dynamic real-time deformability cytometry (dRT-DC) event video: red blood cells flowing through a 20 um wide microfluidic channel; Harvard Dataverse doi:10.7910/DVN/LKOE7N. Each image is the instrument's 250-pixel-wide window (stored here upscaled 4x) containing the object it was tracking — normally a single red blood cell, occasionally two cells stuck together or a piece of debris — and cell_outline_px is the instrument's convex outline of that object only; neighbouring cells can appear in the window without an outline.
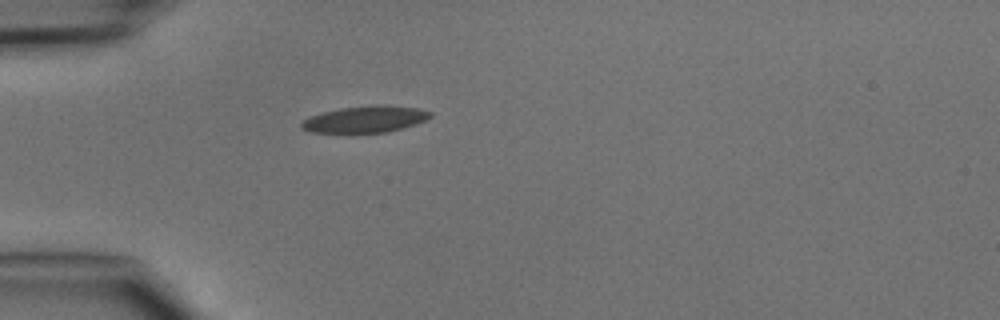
{"species": "common noctule bat (a hibernating species)", "species_latin": "Nyctalus noctula", "temperature_condition": "cold", "stored_images_in_passage": 35, "camera_frame_rate_fps": 3000, "um_per_image_px": 0.085, "animal": {"sex": "male", "body_mass_g": 15.6}, "frame": {"image": 1, "passage_image": 1, "time_ms": 0.0, "image_size_px": [1000, 320], "cell_outline_px": [[432, 116], [416, 124], [388, 132], [352, 136], [312, 132], [300, 128], [300, 124], [304, 120], [312, 116], [324, 112], [340, 108], [376, 104], [384, 104], [416, 108], [432, 112]], "centroid_in_image_um": [31.0, 10.19], "position_along_channel_um": 54.0, "area_um2": 20.87}}
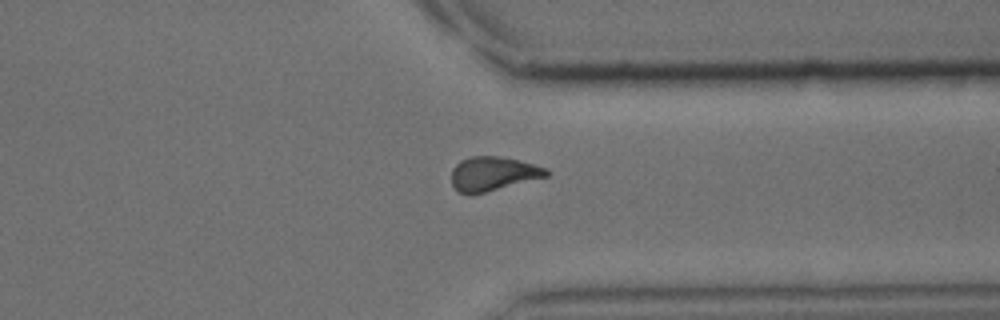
{"frame": {"image": 2, "passage_image": 24, "time_ms": 7.667, "image_size_px": [1000, 320], "cell_outline_px": [[548, 176], [484, 192], [460, 192], [452, 184], [452, 168], [460, 160], [468, 156], [500, 156], [520, 160], [548, 168]], "centroid_in_image_um": [41.92, 14.72], "position_along_channel_um": 369.5, "area_um2": 18.55}}
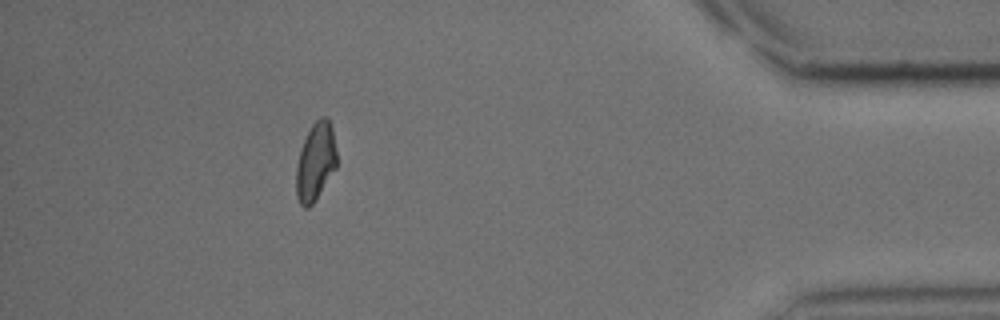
{"frame": {"image": 3, "passage_image": 30, "time_ms": 9.667, "image_size_px": [1000, 320], "cell_outline_px": [[336, 168], [316, 200], [308, 208], [304, 208], [300, 204], [296, 196], [296, 168], [300, 148], [312, 124], [320, 116], [328, 116], [332, 128], [336, 152]], "centroid_in_image_um": [26.81, 13.75], "position_along_channel_um": 408.4, "area_um2": 18.55}}